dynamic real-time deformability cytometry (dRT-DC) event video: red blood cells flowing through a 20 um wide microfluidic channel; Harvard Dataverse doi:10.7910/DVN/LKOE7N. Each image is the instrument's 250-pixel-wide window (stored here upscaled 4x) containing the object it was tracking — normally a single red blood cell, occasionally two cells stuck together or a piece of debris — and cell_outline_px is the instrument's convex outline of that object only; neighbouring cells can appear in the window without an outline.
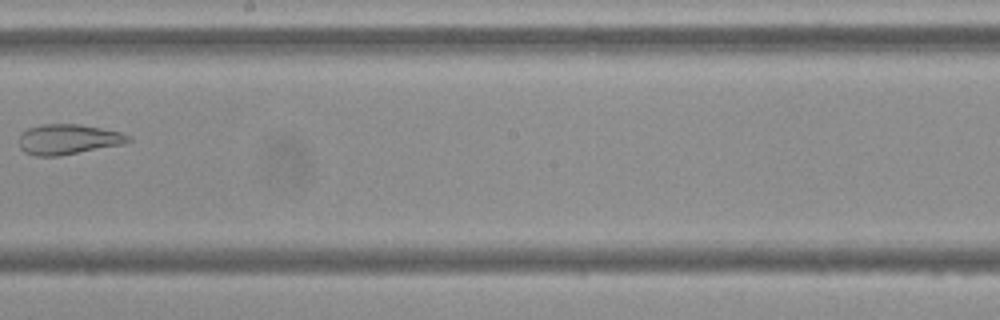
{"species": "Egyptian fruit bat (a non-hibernating species)", "species_latin": "Rousettus aegyptiacus", "temperature_condition": "cold", "stored_images_in_passage": 8, "camera_frame_rate_fps": 3000, "um_per_image_px": 0.085, "frame": {"image": 1, "passage_image": 8, "time_ms": 9.333, "image_size_px": [1000, 320], "cell_outline_px": [[132, 140], [124, 144], [60, 156], [36, 156], [24, 152], [20, 148], [20, 136], [28, 128], [40, 124], [76, 124], [100, 128], [120, 132], [132, 136]], "centroid_in_image_um": [5.81, 11.85], "position_along_channel_um": 242.4, "area_um2": 19.25}}